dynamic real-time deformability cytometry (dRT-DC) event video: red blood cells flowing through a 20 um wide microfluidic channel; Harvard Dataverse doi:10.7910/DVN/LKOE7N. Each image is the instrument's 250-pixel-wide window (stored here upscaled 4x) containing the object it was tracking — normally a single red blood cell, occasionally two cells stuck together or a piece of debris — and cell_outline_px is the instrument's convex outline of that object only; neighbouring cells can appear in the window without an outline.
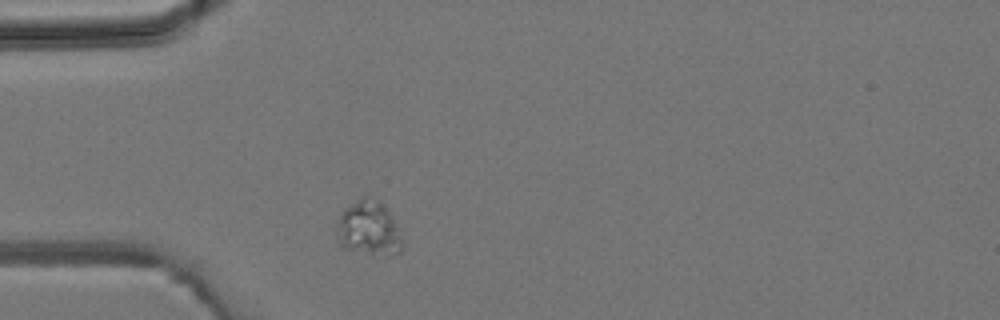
{"species": "common noctule bat (a hibernating species)", "species_latin": "Nyctalus noctula", "temperature_condition": "room temperature", "stored_images_in_passage": 2, "camera_frame_rate_fps": 3000, "um_per_image_px": 0.085, "animal": {"sex": "male", "body_mass_g": 19.2, "forearm_length_mm": 51.8}, "frame": {"image": 1, "passage_image": 2, "time_ms": 1.333, "image_size_px": [1000, 320], "cell_outline_px": [[400, 252], [392, 256], [372, 256], [340, 248], [336, 240], [336, 224], [344, 208], [364, 196], [368, 196], [376, 200], [388, 212], [400, 236]], "centroid_in_image_um": [31.25, 19.49], "position_along_channel_um": 53.8, "area_um2": 20.92}}